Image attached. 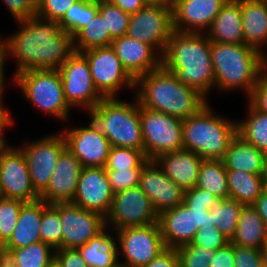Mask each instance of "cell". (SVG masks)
Segmentation results:
<instances>
[{"mask_svg":"<svg viewBox=\"0 0 267 267\" xmlns=\"http://www.w3.org/2000/svg\"><path fill=\"white\" fill-rule=\"evenodd\" d=\"M18 24L20 30L4 38L8 56L17 62L13 77L31 69L58 70L74 52L73 38L59 21L35 14Z\"/></svg>","mask_w":267,"mask_h":267,"instance_id":"1","label":"cell"},{"mask_svg":"<svg viewBox=\"0 0 267 267\" xmlns=\"http://www.w3.org/2000/svg\"><path fill=\"white\" fill-rule=\"evenodd\" d=\"M161 65L206 99L214 88L210 40L205 33L174 30L161 56Z\"/></svg>","mask_w":267,"mask_h":267,"instance_id":"2","label":"cell"},{"mask_svg":"<svg viewBox=\"0 0 267 267\" xmlns=\"http://www.w3.org/2000/svg\"><path fill=\"white\" fill-rule=\"evenodd\" d=\"M135 89L140 106L182 120L196 114L208 103L197 90L186 86L162 65L138 77Z\"/></svg>","mask_w":267,"mask_h":267,"instance_id":"3","label":"cell"},{"mask_svg":"<svg viewBox=\"0 0 267 267\" xmlns=\"http://www.w3.org/2000/svg\"><path fill=\"white\" fill-rule=\"evenodd\" d=\"M210 51L215 75L214 88L225 92L242 89L248 98L258 84L260 71L267 58L245 44L210 41Z\"/></svg>","mask_w":267,"mask_h":267,"instance_id":"4","label":"cell"},{"mask_svg":"<svg viewBox=\"0 0 267 267\" xmlns=\"http://www.w3.org/2000/svg\"><path fill=\"white\" fill-rule=\"evenodd\" d=\"M237 136V121L215 114L207 103L196 114L183 120V149L203 160H222Z\"/></svg>","mask_w":267,"mask_h":267,"instance_id":"5","label":"cell"},{"mask_svg":"<svg viewBox=\"0 0 267 267\" xmlns=\"http://www.w3.org/2000/svg\"><path fill=\"white\" fill-rule=\"evenodd\" d=\"M90 120L108 138L111 146L130 147L144 152L140 104L116 97H104L92 110Z\"/></svg>","mask_w":267,"mask_h":267,"instance_id":"6","label":"cell"},{"mask_svg":"<svg viewBox=\"0 0 267 267\" xmlns=\"http://www.w3.org/2000/svg\"><path fill=\"white\" fill-rule=\"evenodd\" d=\"M14 84L20 88L23 96L40 111L57 119L67 121L70 109L66 102L63 84L58 70L31 69L15 75Z\"/></svg>","mask_w":267,"mask_h":267,"instance_id":"7","label":"cell"},{"mask_svg":"<svg viewBox=\"0 0 267 267\" xmlns=\"http://www.w3.org/2000/svg\"><path fill=\"white\" fill-rule=\"evenodd\" d=\"M140 121L148 160L183 149L182 119L140 106Z\"/></svg>","mask_w":267,"mask_h":267,"instance_id":"8","label":"cell"},{"mask_svg":"<svg viewBox=\"0 0 267 267\" xmlns=\"http://www.w3.org/2000/svg\"><path fill=\"white\" fill-rule=\"evenodd\" d=\"M157 222L165 247L173 249L191 243L198 229L214 226L210 210L184 203L160 213Z\"/></svg>","mask_w":267,"mask_h":267,"instance_id":"9","label":"cell"},{"mask_svg":"<svg viewBox=\"0 0 267 267\" xmlns=\"http://www.w3.org/2000/svg\"><path fill=\"white\" fill-rule=\"evenodd\" d=\"M173 32L171 3L146 4L130 16L126 35L151 45L162 56Z\"/></svg>","mask_w":267,"mask_h":267,"instance_id":"10","label":"cell"},{"mask_svg":"<svg viewBox=\"0 0 267 267\" xmlns=\"http://www.w3.org/2000/svg\"><path fill=\"white\" fill-rule=\"evenodd\" d=\"M119 246L118 259L120 267H144L166 247L157 223L145 226L122 228L114 231ZM120 249V250H119Z\"/></svg>","mask_w":267,"mask_h":267,"instance_id":"11","label":"cell"},{"mask_svg":"<svg viewBox=\"0 0 267 267\" xmlns=\"http://www.w3.org/2000/svg\"><path fill=\"white\" fill-rule=\"evenodd\" d=\"M64 97L72 108L92 110L104 97L94 86L86 57L74 51L59 67Z\"/></svg>","mask_w":267,"mask_h":267,"instance_id":"12","label":"cell"},{"mask_svg":"<svg viewBox=\"0 0 267 267\" xmlns=\"http://www.w3.org/2000/svg\"><path fill=\"white\" fill-rule=\"evenodd\" d=\"M81 53L89 63L94 86L103 97H116L124 87L135 89V80L123 68L111 46Z\"/></svg>","mask_w":267,"mask_h":267,"instance_id":"13","label":"cell"},{"mask_svg":"<svg viewBox=\"0 0 267 267\" xmlns=\"http://www.w3.org/2000/svg\"><path fill=\"white\" fill-rule=\"evenodd\" d=\"M106 228L114 232L122 228L145 226L157 223L150 199L139 186L115 193L110 212L105 217Z\"/></svg>","mask_w":267,"mask_h":267,"instance_id":"14","label":"cell"},{"mask_svg":"<svg viewBox=\"0 0 267 267\" xmlns=\"http://www.w3.org/2000/svg\"><path fill=\"white\" fill-rule=\"evenodd\" d=\"M51 205L59 212L62 222L61 249H77L106 229L105 217L97 212L71 202Z\"/></svg>","mask_w":267,"mask_h":267,"instance_id":"15","label":"cell"},{"mask_svg":"<svg viewBox=\"0 0 267 267\" xmlns=\"http://www.w3.org/2000/svg\"><path fill=\"white\" fill-rule=\"evenodd\" d=\"M25 155L30 179L35 191L40 194L49 183L61 153L67 148L64 134L53 133L19 147Z\"/></svg>","mask_w":267,"mask_h":267,"instance_id":"16","label":"cell"},{"mask_svg":"<svg viewBox=\"0 0 267 267\" xmlns=\"http://www.w3.org/2000/svg\"><path fill=\"white\" fill-rule=\"evenodd\" d=\"M0 197L32 202L39 194L32 186L28 163L19 147L0 149Z\"/></svg>","mask_w":267,"mask_h":267,"instance_id":"17","label":"cell"},{"mask_svg":"<svg viewBox=\"0 0 267 267\" xmlns=\"http://www.w3.org/2000/svg\"><path fill=\"white\" fill-rule=\"evenodd\" d=\"M69 151L83 167H105L111 144L108 138L90 120L86 127L64 129Z\"/></svg>","mask_w":267,"mask_h":267,"instance_id":"18","label":"cell"},{"mask_svg":"<svg viewBox=\"0 0 267 267\" xmlns=\"http://www.w3.org/2000/svg\"><path fill=\"white\" fill-rule=\"evenodd\" d=\"M113 196L105 167H83L71 203L106 217L110 212Z\"/></svg>","mask_w":267,"mask_h":267,"instance_id":"19","label":"cell"},{"mask_svg":"<svg viewBox=\"0 0 267 267\" xmlns=\"http://www.w3.org/2000/svg\"><path fill=\"white\" fill-rule=\"evenodd\" d=\"M139 187L150 199L158 215L178 206L184 200L185 191L154 160H148L143 165Z\"/></svg>","mask_w":267,"mask_h":267,"instance_id":"20","label":"cell"},{"mask_svg":"<svg viewBox=\"0 0 267 267\" xmlns=\"http://www.w3.org/2000/svg\"><path fill=\"white\" fill-rule=\"evenodd\" d=\"M170 2L175 31L205 33L227 0H170Z\"/></svg>","mask_w":267,"mask_h":267,"instance_id":"21","label":"cell"},{"mask_svg":"<svg viewBox=\"0 0 267 267\" xmlns=\"http://www.w3.org/2000/svg\"><path fill=\"white\" fill-rule=\"evenodd\" d=\"M83 166L66 148L60 155L48 186L39 194L47 204L72 202Z\"/></svg>","mask_w":267,"mask_h":267,"instance_id":"22","label":"cell"},{"mask_svg":"<svg viewBox=\"0 0 267 267\" xmlns=\"http://www.w3.org/2000/svg\"><path fill=\"white\" fill-rule=\"evenodd\" d=\"M110 46L134 80L161 66V55L151 45L127 35L114 39Z\"/></svg>","mask_w":267,"mask_h":267,"instance_id":"23","label":"cell"},{"mask_svg":"<svg viewBox=\"0 0 267 267\" xmlns=\"http://www.w3.org/2000/svg\"><path fill=\"white\" fill-rule=\"evenodd\" d=\"M162 171L184 191L196 186L203 159L187 149L161 154L154 159Z\"/></svg>","mask_w":267,"mask_h":267,"instance_id":"24","label":"cell"},{"mask_svg":"<svg viewBox=\"0 0 267 267\" xmlns=\"http://www.w3.org/2000/svg\"><path fill=\"white\" fill-rule=\"evenodd\" d=\"M241 15L245 45L267 58L262 50L267 46V3L264 0H241Z\"/></svg>","mask_w":267,"mask_h":267,"instance_id":"25","label":"cell"},{"mask_svg":"<svg viewBox=\"0 0 267 267\" xmlns=\"http://www.w3.org/2000/svg\"><path fill=\"white\" fill-rule=\"evenodd\" d=\"M205 34L212 42L245 44L241 0H227Z\"/></svg>","mask_w":267,"mask_h":267,"instance_id":"26","label":"cell"},{"mask_svg":"<svg viewBox=\"0 0 267 267\" xmlns=\"http://www.w3.org/2000/svg\"><path fill=\"white\" fill-rule=\"evenodd\" d=\"M222 161L226 170H241L256 175L266 173L265 153L239 135L230 143Z\"/></svg>","mask_w":267,"mask_h":267,"instance_id":"27","label":"cell"},{"mask_svg":"<svg viewBox=\"0 0 267 267\" xmlns=\"http://www.w3.org/2000/svg\"><path fill=\"white\" fill-rule=\"evenodd\" d=\"M41 215V199L25 202L21 207L13 235L5 246L11 249H16L41 241L39 230Z\"/></svg>","mask_w":267,"mask_h":267,"instance_id":"28","label":"cell"},{"mask_svg":"<svg viewBox=\"0 0 267 267\" xmlns=\"http://www.w3.org/2000/svg\"><path fill=\"white\" fill-rule=\"evenodd\" d=\"M267 240V226L252 205L243 207L236 231L230 242L233 245L261 250Z\"/></svg>","mask_w":267,"mask_h":267,"instance_id":"29","label":"cell"},{"mask_svg":"<svg viewBox=\"0 0 267 267\" xmlns=\"http://www.w3.org/2000/svg\"><path fill=\"white\" fill-rule=\"evenodd\" d=\"M106 230L77 248L89 267H120L117 242Z\"/></svg>","mask_w":267,"mask_h":267,"instance_id":"30","label":"cell"},{"mask_svg":"<svg viewBox=\"0 0 267 267\" xmlns=\"http://www.w3.org/2000/svg\"><path fill=\"white\" fill-rule=\"evenodd\" d=\"M229 198L242 204L252 205L264 191V175L250 174L241 170H227Z\"/></svg>","mask_w":267,"mask_h":267,"instance_id":"31","label":"cell"},{"mask_svg":"<svg viewBox=\"0 0 267 267\" xmlns=\"http://www.w3.org/2000/svg\"><path fill=\"white\" fill-rule=\"evenodd\" d=\"M72 38L74 51L80 53L93 48L109 47L114 40L99 12Z\"/></svg>","mask_w":267,"mask_h":267,"instance_id":"32","label":"cell"},{"mask_svg":"<svg viewBox=\"0 0 267 267\" xmlns=\"http://www.w3.org/2000/svg\"><path fill=\"white\" fill-rule=\"evenodd\" d=\"M227 170L222 160H203L195 187L206 190L218 199L229 198Z\"/></svg>","mask_w":267,"mask_h":267,"instance_id":"33","label":"cell"},{"mask_svg":"<svg viewBox=\"0 0 267 267\" xmlns=\"http://www.w3.org/2000/svg\"><path fill=\"white\" fill-rule=\"evenodd\" d=\"M247 119L237 120V135L244 141L267 153V114L256 110L247 102Z\"/></svg>","mask_w":267,"mask_h":267,"instance_id":"34","label":"cell"},{"mask_svg":"<svg viewBox=\"0 0 267 267\" xmlns=\"http://www.w3.org/2000/svg\"><path fill=\"white\" fill-rule=\"evenodd\" d=\"M245 205L232 199H217L210 211L214 226L229 240L233 237L241 211Z\"/></svg>","mask_w":267,"mask_h":267,"instance_id":"35","label":"cell"},{"mask_svg":"<svg viewBox=\"0 0 267 267\" xmlns=\"http://www.w3.org/2000/svg\"><path fill=\"white\" fill-rule=\"evenodd\" d=\"M98 13V3L79 0L69 7L64 17L59 21L61 29L72 37L87 25Z\"/></svg>","mask_w":267,"mask_h":267,"instance_id":"36","label":"cell"},{"mask_svg":"<svg viewBox=\"0 0 267 267\" xmlns=\"http://www.w3.org/2000/svg\"><path fill=\"white\" fill-rule=\"evenodd\" d=\"M13 250L17 267H48L55 258V249L42 241Z\"/></svg>","mask_w":267,"mask_h":267,"instance_id":"37","label":"cell"},{"mask_svg":"<svg viewBox=\"0 0 267 267\" xmlns=\"http://www.w3.org/2000/svg\"><path fill=\"white\" fill-rule=\"evenodd\" d=\"M40 238L54 249H61L62 222L59 212L42 200V215L40 221Z\"/></svg>","mask_w":267,"mask_h":267,"instance_id":"38","label":"cell"},{"mask_svg":"<svg viewBox=\"0 0 267 267\" xmlns=\"http://www.w3.org/2000/svg\"><path fill=\"white\" fill-rule=\"evenodd\" d=\"M147 161L148 159L142 150L130 147L111 146L105 169L143 168V165Z\"/></svg>","mask_w":267,"mask_h":267,"instance_id":"39","label":"cell"},{"mask_svg":"<svg viewBox=\"0 0 267 267\" xmlns=\"http://www.w3.org/2000/svg\"><path fill=\"white\" fill-rule=\"evenodd\" d=\"M24 203L21 200L0 197V245H5L12 237Z\"/></svg>","mask_w":267,"mask_h":267,"instance_id":"40","label":"cell"},{"mask_svg":"<svg viewBox=\"0 0 267 267\" xmlns=\"http://www.w3.org/2000/svg\"><path fill=\"white\" fill-rule=\"evenodd\" d=\"M98 12L105 20L106 27L109 29L113 39L127 34L131 15L106 0L98 3Z\"/></svg>","mask_w":267,"mask_h":267,"instance_id":"41","label":"cell"},{"mask_svg":"<svg viewBox=\"0 0 267 267\" xmlns=\"http://www.w3.org/2000/svg\"><path fill=\"white\" fill-rule=\"evenodd\" d=\"M181 267H210V261L215 256V249L185 244L176 249Z\"/></svg>","mask_w":267,"mask_h":267,"instance_id":"42","label":"cell"},{"mask_svg":"<svg viewBox=\"0 0 267 267\" xmlns=\"http://www.w3.org/2000/svg\"><path fill=\"white\" fill-rule=\"evenodd\" d=\"M142 168L106 170L113 193L139 186Z\"/></svg>","mask_w":267,"mask_h":267,"instance_id":"43","label":"cell"},{"mask_svg":"<svg viewBox=\"0 0 267 267\" xmlns=\"http://www.w3.org/2000/svg\"><path fill=\"white\" fill-rule=\"evenodd\" d=\"M229 242L230 240L224 236L218 228L211 226L198 229L189 244L200 245L208 249L217 250L218 248L227 245Z\"/></svg>","mask_w":267,"mask_h":267,"instance_id":"44","label":"cell"},{"mask_svg":"<svg viewBox=\"0 0 267 267\" xmlns=\"http://www.w3.org/2000/svg\"><path fill=\"white\" fill-rule=\"evenodd\" d=\"M79 0H37V12L41 17L60 21L70 6Z\"/></svg>","mask_w":267,"mask_h":267,"instance_id":"45","label":"cell"},{"mask_svg":"<svg viewBox=\"0 0 267 267\" xmlns=\"http://www.w3.org/2000/svg\"><path fill=\"white\" fill-rule=\"evenodd\" d=\"M247 99L256 110L267 114V60L260 71L258 84Z\"/></svg>","mask_w":267,"mask_h":267,"instance_id":"46","label":"cell"},{"mask_svg":"<svg viewBox=\"0 0 267 267\" xmlns=\"http://www.w3.org/2000/svg\"><path fill=\"white\" fill-rule=\"evenodd\" d=\"M234 267H262V250L234 245Z\"/></svg>","mask_w":267,"mask_h":267,"instance_id":"47","label":"cell"},{"mask_svg":"<svg viewBox=\"0 0 267 267\" xmlns=\"http://www.w3.org/2000/svg\"><path fill=\"white\" fill-rule=\"evenodd\" d=\"M16 23L33 17L37 12V0H3Z\"/></svg>","mask_w":267,"mask_h":267,"instance_id":"48","label":"cell"},{"mask_svg":"<svg viewBox=\"0 0 267 267\" xmlns=\"http://www.w3.org/2000/svg\"><path fill=\"white\" fill-rule=\"evenodd\" d=\"M217 199L218 198L210 192L198 187H193L185 191L183 203L187 207H199L210 210Z\"/></svg>","mask_w":267,"mask_h":267,"instance_id":"49","label":"cell"},{"mask_svg":"<svg viewBox=\"0 0 267 267\" xmlns=\"http://www.w3.org/2000/svg\"><path fill=\"white\" fill-rule=\"evenodd\" d=\"M55 259L62 267H89L77 249H55Z\"/></svg>","mask_w":267,"mask_h":267,"instance_id":"50","label":"cell"},{"mask_svg":"<svg viewBox=\"0 0 267 267\" xmlns=\"http://www.w3.org/2000/svg\"><path fill=\"white\" fill-rule=\"evenodd\" d=\"M144 267H181L176 249L165 248Z\"/></svg>","mask_w":267,"mask_h":267,"instance_id":"51","label":"cell"},{"mask_svg":"<svg viewBox=\"0 0 267 267\" xmlns=\"http://www.w3.org/2000/svg\"><path fill=\"white\" fill-rule=\"evenodd\" d=\"M234 262V245L229 242L216 250L215 256L210 261V267H234Z\"/></svg>","mask_w":267,"mask_h":267,"instance_id":"52","label":"cell"},{"mask_svg":"<svg viewBox=\"0 0 267 267\" xmlns=\"http://www.w3.org/2000/svg\"><path fill=\"white\" fill-rule=\"evenodd\" d=\"M107 2L117 6L122 11L129 15L135 14L137 11L142 9L146 3L144 0H106Z\"/></svg>","mask_w":267,"mask_h":267,"instance_id":"53","label":"cell"},{"mask_svg":"<svg viewBox=\"0 0 267 267\" xmlns=\"http://www.w3.org/2000/svg\"><path fill=\"white\" fill-rule=\"evenodd\" d=\"M0 267H17L14 250L0 245Z\"/></svg>","mask_w":267,"mask_h":267,"instance_id":"54","label":"cell"},{"mask_svg":"<svg viewBox=\"0 0 267 267\" xmlns=\"http://www.w3.org/2000/svg\"><path fill=\"white\" fill-rule=\"evenodd\" d=\"M8 52H7V45H6V42L4 40V38H1L0 37V94H4L3 90L4 87H5V83H6V80H5V70H4V67H5V62H6V58H8Z\"/></svg>","mask_w":267,"mask_h":267,"instance_id":"55","label":"cell"},{"mask_svg":"<svg viewBox=\"0 0 267 267\" xmlns=\"http://www.w3.org/2000/svg\"><path fill=\"white\" fill-rule=\"evenodd\" d=\"M252 206L258 212L264 224L267 226V192L265 190L252 204Z\"/></svg>","mask_w":267,"mask_h":267,"instance_id":"56","label":"cell"},{"mask_svg":"<svg viewBox=\"0 0 267 267\" xmlns=\"http://www.w3.org/2000/svg\"><path fill=\"white\" fill-rule=\"evenodd\" d=\"M3 95L0 94V125H13V118L7 108L3 104Z\"/></svg>","mask_w":267,"mask_h":267,"instance_id":"57","label":"cell"},{"mask_svg":"<svg viewBox=\"0 0 267 267\" xmlns=\"http://www.w3.org/2000/svg\"><path fill=\"white\" fill-rule=\"evenodd\" d=\"M8 127H10V125H0V149L7 143L3 133Z\"/></svg>","mask_w":267,"mask_h":267,"instance_id":"58","label":"cell"},{"mask_svg":"<svg viewBox=\"0 0 267 267\" xmlns=\"http://www.w3.org/2000/svg\"><path fill=\"white\" fill-rule=\"evenodd\" d=\"M146 4H164L171 3L170 0H144Z\"/></svg>","mask_w":267,"mask_h":267,"instance_id":"59","label":"cell"},{"mask_svg":"<svg viewBox=\"0 0 267 267\" xmlns=\"http://www.w3.org/2000/svg\"><path fill=\"white\" fill-rule=\"evenodd\" d=\"M261 250H262V254H263L264 264L267 265V240H266V242H265V244Z\"/></svg>","mask_w":267,"mask_h":267,"instance_id":"60","label":"cell"},{"mask_svg":"<svg viewBox=\"0 0 267 267\" xmlns=\"http://www.w3.org/2000/svg\"><path fill=\"white\" fill-rule=\"evenodd\" d=\"M48 267H62L60 263L54 258V260L48 265Z\"/></svg>","mask_w":267,"mask_h":267,"instance_id":"61","label":"cell"},{"mask_svg":"<svg viewBox=\"0 0 267 267\" xmlns=\"http://www.w3.org/2000/svg\"><path fill=\"white\" fill-rule=\"evenodd\" d=\"M264 190L267 192V172L264 174Z\"/></svg>","mask_w":267,"mask_h":267,"instance_id":"62","label":"cell"},{"mask_svg":"<svg viewBox=\"0 0 267 267\" xmlns=\"http://www.w3.org/2000/svg\"><path fill=\"white\" fill-rule=\"evenodd\" d=\"M84 1L93 2V3H99V2H101L103 0H84Z\"/></svg>","mask_w":267,"mask_h":267,"instance_id":"63","label":"cell"},{"mask_svg":"<svg viewBox=\"0 0 267 267\" xmlns=\"http://www.w3.org/2000/svg\"><path fill=\"white\" fill-rule=\"evenodd\" d=\"M266 172H267V153L265 154Z\"/></svg>","mask_w":267,"mask_h":267,"instance_id":"64","label":"cell"}]
</instances>
